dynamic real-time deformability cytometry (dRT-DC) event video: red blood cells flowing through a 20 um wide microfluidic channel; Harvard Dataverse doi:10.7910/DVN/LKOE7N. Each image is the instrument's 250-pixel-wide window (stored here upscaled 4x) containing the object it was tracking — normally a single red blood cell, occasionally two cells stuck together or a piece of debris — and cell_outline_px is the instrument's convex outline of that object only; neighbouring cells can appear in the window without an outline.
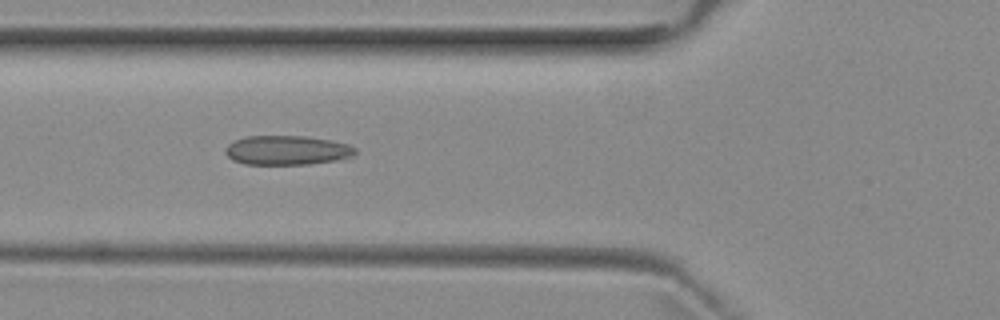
{"species": "common noctule bat (a hibernating species)", "species_latin": "Nyctalus noctula", "temperature_condition": "room temperature", "stored_images_in_passage": 8, "camera_frame_rate_fps": 3000, "um_per_image_px": 0.085, "animal": {"sex": "female", "body_mass_g": 29.2, "forearm_length_mm": 56.3}, "frame": {"image": 1, "passage_image": 6, "time_ms": 5.667, "image_size_px": [1000, 320], "cell_outline_px": [[356, 152], [352, 156], [336, 160], [308, 164], [244, 164], [232, 160], [224, 152], [224, 148], [228, 144], [236, 140], [248, 136], [304, 136], [328, 140], [348, 144], [356, 148]], "centroid_in_image_um": [24.36, 12.77], "position_along_channel_um": 101.4, "area_um2": 22.08}}
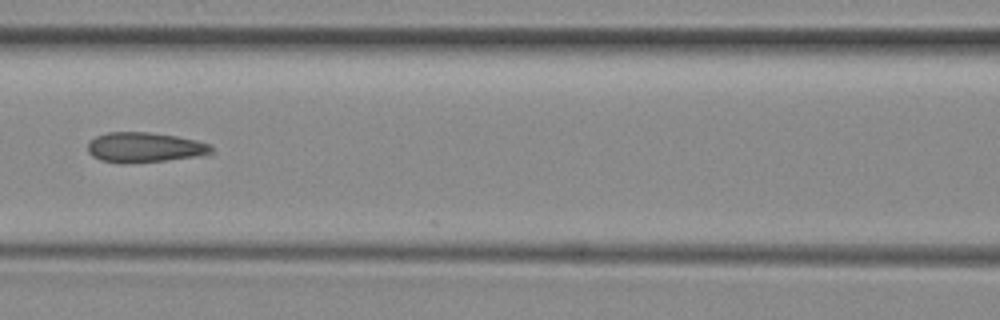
{"frame": {"image": 2, "passage_image": 7, "time_ms": 7.0, "image_size_px": [1000, 320], "cell_outline_px": [[212, 156], [120, 164], [100, 160], [92, 156], [88, 152], [88, 144], [96, 136], [108, 132], [148, 132], [176, 136], [196, 140], [212, 144]], "centroid_in_image_um": [12.36, 12.54], "position_along_channel_um": 154.2, "area_um2": 22.02}}
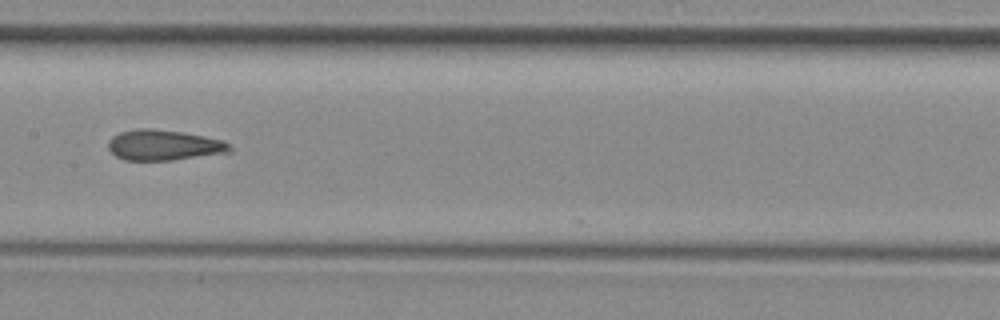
{"frame": {"image": 3, "passage_image": 8, "time_ms": 8.0, "image_size_px": [1000, 320], "cell_outline_px": [[232, 152], [172, 160], [124, 160], [116, 156], [108, 148], [108, 140], [112, 136], [120, 132], [136, 128], [148, 128], [180, 132], [204, 136], [224, 140], [232, 148]], "centroid_in_image_um": [13.92, 12.33], "position_along_channel_um": 193.5, "area_um2": 21.62}}